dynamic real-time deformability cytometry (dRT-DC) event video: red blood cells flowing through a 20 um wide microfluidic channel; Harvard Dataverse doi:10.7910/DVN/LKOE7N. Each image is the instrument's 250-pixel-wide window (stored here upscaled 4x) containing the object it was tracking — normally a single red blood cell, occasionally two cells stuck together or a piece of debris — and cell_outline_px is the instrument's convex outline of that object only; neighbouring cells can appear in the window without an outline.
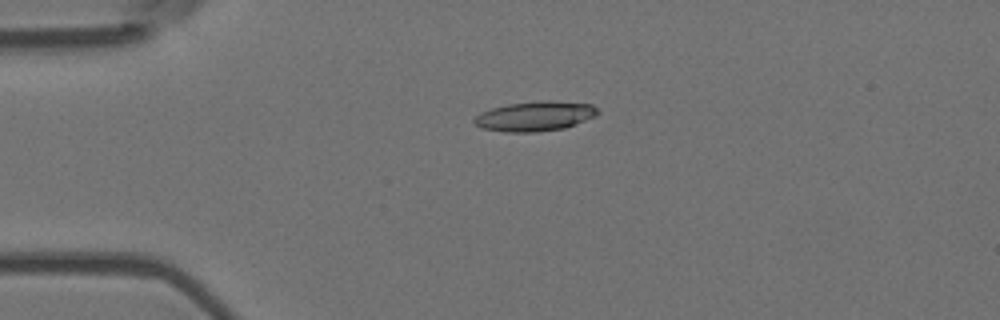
{"species": "Egyptian fruit bat (a non-hibernating species)", "species_latin": "Rousettus aegyptiacus", "temperature_condition": "room temperature", "stored_images_in_passage": 56, "camera_frame_rate_fps": 3000, "um_per_image_px": 0.085, "animal": {"sex": "female"}, "frame": {"image": 1, "passage_image": 14, "time_ms": 4.333, "image_size_px": [1000, 320], "cell_outline_px": [[600, 112], [596, 116], [564, 128], [536, 132], [504, 132], [480, 128], [472, 124], [472, 120], [480, 112], [492, 108], [508, 104], [548, 100], [592, 104]], "centroid_in_image_um": [45.43, 9.88], "position_along_channel_um": 39.6, "area_um2": 21.5}}
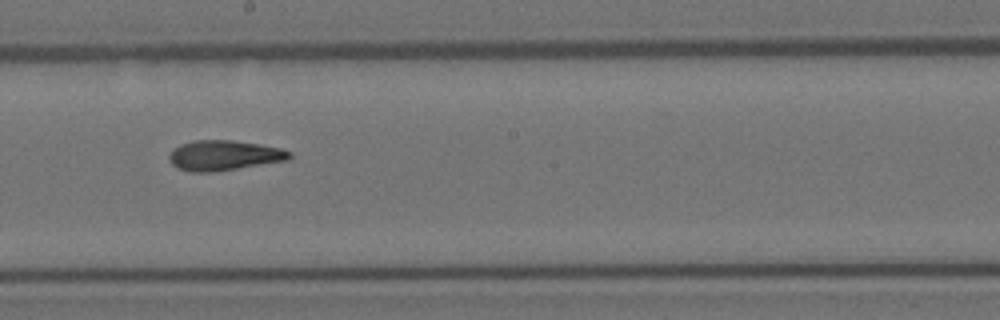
{"frame": {"image": 2, "passage_image": 32, "time_ms": 10.333, "image_size_px": [1000, 320], "cell_outline_px": [[292, 156], [288, 160], [212, 172], [188, 172], [176, 168], [168, 160], [168, 156], [172, 148], [180, 144], [192, 140], [232, 140], [260, 144], [280, 148], [292, 152]], "centroid_in_image_um": [18.99, 13.2], "position_along_channel_um": 229.2, "area_um2": 21.33}}
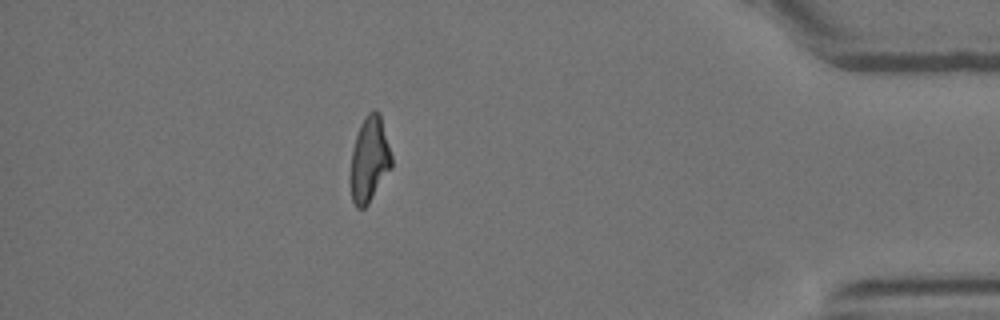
{"frame": {"image": 3, "passage_image": 50, "time_ms": 16.333, "image_size_px": [1000, 320], "cell_outline_px": [[392, 168], [368, 204], [364, 208], [356, 208], [352, 200], [348, 180], [352, 148], [360, 124], [364, 116], [372, 108], [376, 108], [380, 112], [392, 156]], "centroid_in_image_um": [31.38, 13.54], "position_along_channel_um": 403.8, "area_um2": 21.15}, "authors_computed_cell_mechanics": {"area_um2": 20.8947, "velocity_mm_per_s": 3.6559, "shape_relaxation_time_tau1_ms": 8.3489, "shape_relaxation_time_tau2_ms": 2.4131, "deformation_change_tau1": 0.237, "deformation_change_tau2": 0.1078}}